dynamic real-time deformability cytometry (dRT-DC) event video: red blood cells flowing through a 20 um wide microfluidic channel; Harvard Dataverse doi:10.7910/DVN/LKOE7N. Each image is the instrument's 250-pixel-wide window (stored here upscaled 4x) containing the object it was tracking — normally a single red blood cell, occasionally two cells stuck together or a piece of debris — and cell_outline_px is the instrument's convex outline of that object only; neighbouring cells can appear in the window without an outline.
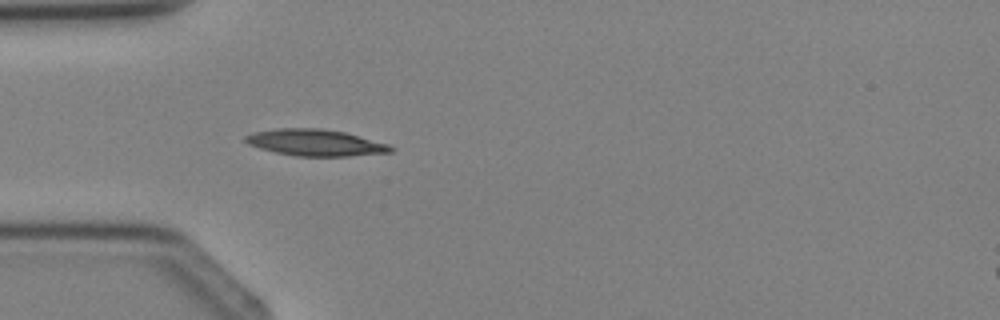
{"species": "Egyptian fruit bat (a non-hibernating species)", "species_latin": "Rousettus aegyptiacus", "temperature_condition": "cold", "stored_images_in_passage": 2, "camera_frame_rate_fps": 3000, "um_per_image_px": 0.085, "animal": {"sex": "female"}, "frame": {"image": 1, "passage_image": 2, "time_ms": 1.0, "image_size_px": [1000, 320], "cell_outline_px": [[396, 148], [392, 152], [348, 156], [296, 156], [276, 152], [260, 148], [248, 144], [244, 140], [244, 136], [252, 132], [276, 128], [320, 128], [344, 132], [388, 144]], "centroid_in_image_um": [26.79, 12.12], "position_along_channel_um": 58.2, "area_um2": 22.43}}